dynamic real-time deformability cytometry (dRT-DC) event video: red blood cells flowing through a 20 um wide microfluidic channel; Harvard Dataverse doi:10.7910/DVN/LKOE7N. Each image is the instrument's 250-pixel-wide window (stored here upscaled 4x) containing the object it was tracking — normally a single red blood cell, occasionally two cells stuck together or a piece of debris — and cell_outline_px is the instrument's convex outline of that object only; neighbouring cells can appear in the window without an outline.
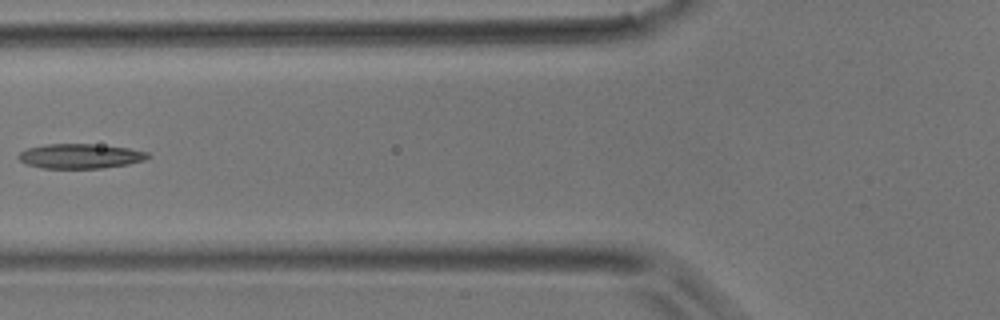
{"species": "common noctule bat (a hibernating species)", "species_latin": "Nyctalus noctula", "temperature_condition": "room temperature", "stored_images_in_passage": 4, "camera_frame_rate_fps": 3000, "um_per_image_px": 0.085, "animal": {"sex": "male", "body_mass_g": 17.9}, "frame": {"image": 1, "passage_image": 4, "time_ms": 1.0, "image_size_px": [1000, 320], "cell_outline_px": [[152, 156], [144, 160], [128, 164], [104, 168], [40, 168], [24, 164], [16, 156], [20, 152], [28, 148], [44, 144], [92, 144], [128, 148], [148, 152]], "centroid_in_image_um": [6.8, 13.27], "position_along_channel_um": 119.0, "area_um2": 18.73}}